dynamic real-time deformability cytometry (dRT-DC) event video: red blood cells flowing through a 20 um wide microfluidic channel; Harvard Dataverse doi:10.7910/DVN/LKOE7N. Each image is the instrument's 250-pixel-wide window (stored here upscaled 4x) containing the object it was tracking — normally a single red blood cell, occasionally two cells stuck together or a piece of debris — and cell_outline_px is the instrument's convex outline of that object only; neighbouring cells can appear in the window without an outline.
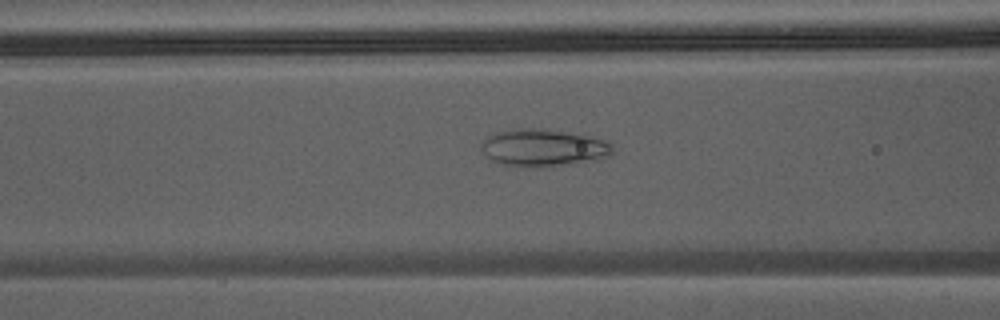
{"species": "Egyptian fruit bat (a non-hibernating species)", "species_latin": "Rousettus aegyptiacus", "temperature_condition": "warm", "stored_images_in_passage": 30, "camera_frame_rate_fps": 3000, "um_per_image_px": 0.085, "animal": {"sex": "male"}, "frame": {"image": 1, "passage_image": 4, "time_ms": 1.0, "image_size_px": [1000, 320], "cell_outline_px": [[612, 152], [608, 156], [600, 160], [572, 164], [540, 168], [524, 168], [500, 164], [492, 160], [480, 148], [480, 144], [484, 140], [500, 132], [516, 128], [544, 128], [604, 140], [612, 144]], "centroid_in_image_um": [46.19, 12.6], "position_along_channel_um": 120.4, "area_um2": 28.61}}
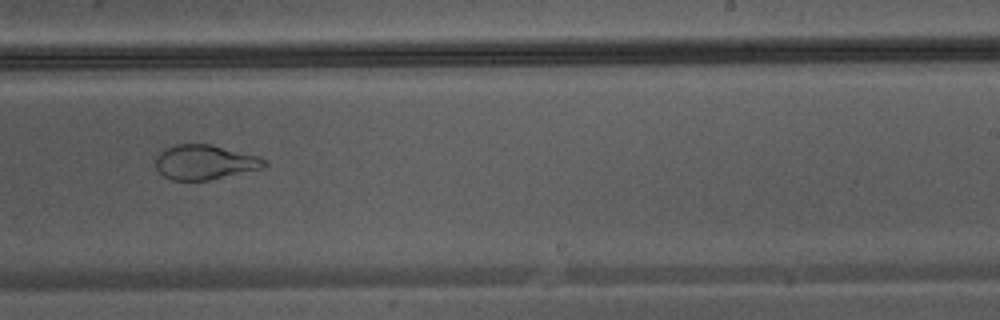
{"frame": {"image": 2, "passage_image": 14, "time_ms": 4.333, "image_size_px": [1000, 320], "cell_outline_px": [[268, 164], [260, 168], [208, 180], [172, 180], [164, 176], [156, 168], [156, 156], [160, 152], [176, 144], [208, 144], [260, 156], [268, 160]], "centroid_in_image_um": [17.41, 13.78], "position_along_channel_um": 271.6, "area_um2": 21.68}}
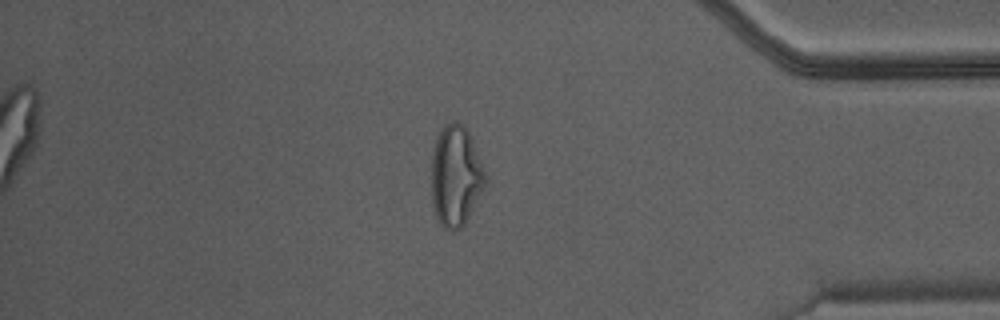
{"frame": {"image": 3, "passage_image": 24, "time_ms": 7.667, "image_size_px": [1000, 320], "cell_outline_px": [[488, 184], [464, 224], [456, 232], [452, 232], [444, 228], [440, 224], [436, 216], [432, 200], [432, 156], [436, 140], [440, 128], [444, 124], [452, 120], [456, 120], [464, 124], [472, 140], [488, 180]], "centroid_in_image_um": [38.75, 14.96], "position_along_channel_um": 396.4, "area_um2": 31.96}}